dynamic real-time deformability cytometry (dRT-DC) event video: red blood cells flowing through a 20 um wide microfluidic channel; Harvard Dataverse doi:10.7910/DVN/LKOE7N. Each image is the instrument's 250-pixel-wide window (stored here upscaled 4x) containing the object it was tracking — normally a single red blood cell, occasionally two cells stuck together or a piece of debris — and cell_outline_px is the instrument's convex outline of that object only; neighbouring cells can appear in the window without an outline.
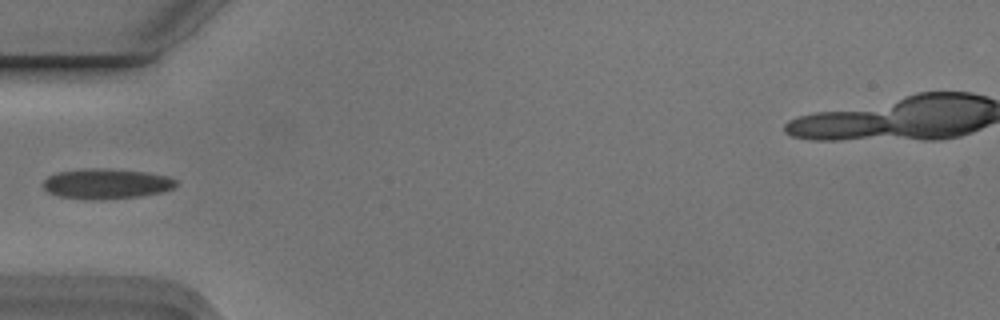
{"species": "Egyptian fruit bat (a non-hibernating species)", "species_latin": "Rousettus aegyptiacus", "temperature_condition": "cold", "stored_images_in_passage": 6, "camera_frame_rate_fps": 3000, "um_per_image_px": 0.085, "animal": {"sex": "male"}, "frame": {"image": 1, "passage_image": 6, "time_ms": 1.667, "image_size_px": [1000, 320], "cell_outline_px": [[176, 184], [172, 188], [164, 192], [140, 196], [104, 200], [84, 200], [56, 196], [48, 192], [44, 188], [44, 180], [48, 176], [56, 172], [92, 168], [108, 168], [148, 172], [168, 176], [176, 180]], "centroid_in_image_um": [9.03, 15.63], "position_along_channel_um": 76.0, "area_um2": 23.76}}